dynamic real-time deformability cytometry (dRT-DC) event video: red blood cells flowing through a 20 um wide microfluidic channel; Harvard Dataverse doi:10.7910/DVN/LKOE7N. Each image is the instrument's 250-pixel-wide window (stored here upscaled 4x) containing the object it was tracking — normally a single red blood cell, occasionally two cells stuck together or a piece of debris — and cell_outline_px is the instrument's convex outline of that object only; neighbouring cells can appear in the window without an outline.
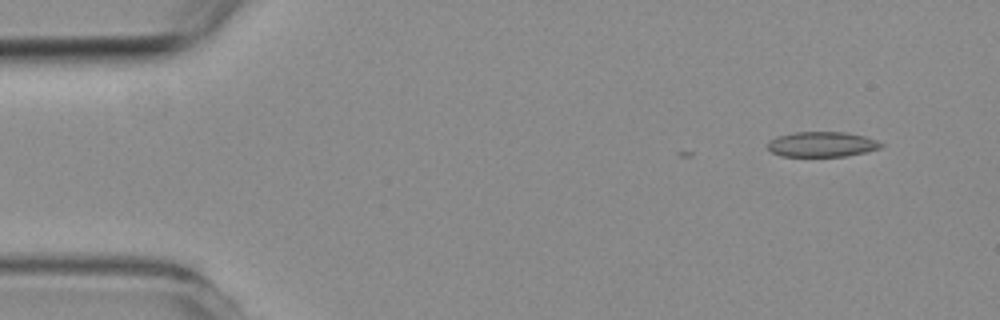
{"species": "common noctule bat (a hibernating species)", "species_latin": "Nyctalus noctula", "temperature_condition": "room temperature", "stored_images_in_passage": 4, "camera_frame_rate_fps": 3000, "um_per_image_px": 0.085, "animal": {"sex": "female", "body_mass_g": 19.3, "forearm_length_mm": 54.1}, "frame": {"image": 1, "passage_image": 1, "time_ms": 0.0, "image_size_px": [1000, 320], "cell_outline_px": [[884, 144], [880, 148], [864, 152], [844, 156], [780, 156], [772, 152], [768, 148], [768, 140], [776, 136], [796, 132], [848, 132], [864, 136], [876, 140]], "centroid_in_image_um": [69.84, 12.26], "position_along_channel_um": 15.2, "area_um2": 16.59}}
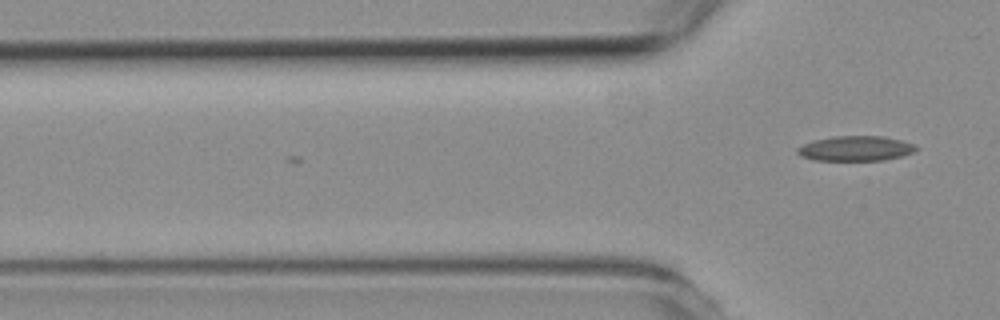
{"frame": {"image": 2, "passage_image": 4, "time_ms": 3.333, "image_size_px": [1000, 320], "cell_outline_px": [[920, 148], [916, 152], [904, 156], [884, 160], [812, 160], [800, 156], [796, 152], [796, 148], [804, 144], [816, 140], [832, 136], [884, 136], [904, 140], [916, 144]], "centroid_in_image_um": [72.81, 12.62], "position_along_channel_um": 53.0, "area_um2": 17.63}}